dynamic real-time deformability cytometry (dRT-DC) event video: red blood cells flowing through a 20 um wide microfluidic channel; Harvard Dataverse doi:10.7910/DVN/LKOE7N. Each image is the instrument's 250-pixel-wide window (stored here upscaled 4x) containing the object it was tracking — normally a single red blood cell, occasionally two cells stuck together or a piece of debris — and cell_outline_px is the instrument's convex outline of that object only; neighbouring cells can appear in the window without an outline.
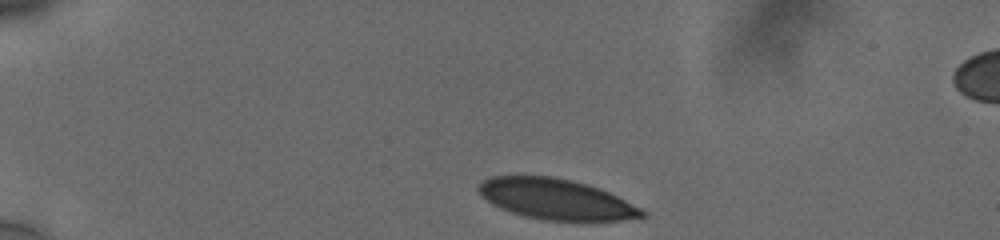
{"species": "human", "species_latin": "Homo sapiens", "temperature_condition": "cold", "stored_images_in_passage": 38, "camera_frame_rate_fps": 3000, "um_per_image_px": 0.085, "donor": {"sex": "male"}, "frame": {"image": 1, "passage_image": 1, "time_ms": 0.0, "image_size_px": [1000, 240], "cell_outline_px": [[648, 216], [620, 220], [588, 224], [584, 224], [544, 220], [524, 216], [500, 208], [492, 204], [476, 188], [484, 180], [492, 176], [552, 176], [600, 188], [648, 212]], "centroid_in_image_um": [47.33, 16.99], "position_along_channel_um": 37.7, "area_um2": 39.19}}
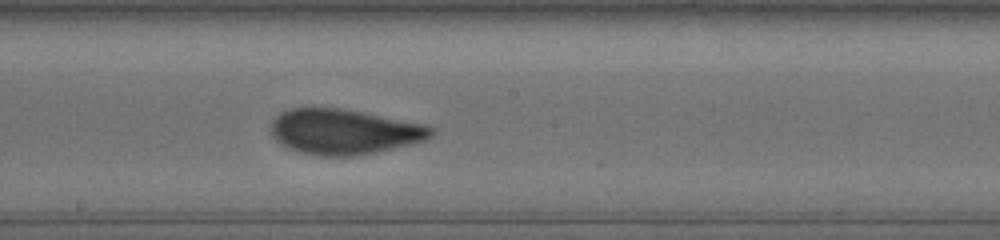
{"frame": {"image": 2, "passage_image": 21, "time_ms": 6.667, "image_size_px": [1000, 240], "cell_outline_px": [[436, 132], [432, 136], [424, 140], [412, 144], [376, 152], [356, 156], [320, 156], [300, 152], [288, 148], [280, 144], [272, 136], [272, 120], [280, 112], [292, 108], [340, 108], [364, 112], [424, 124], [436, 128]], "centroid_in_image_um": [29.26, 11.2], "position_along_channel_um": 218.9, "area_um2": 42.43}}
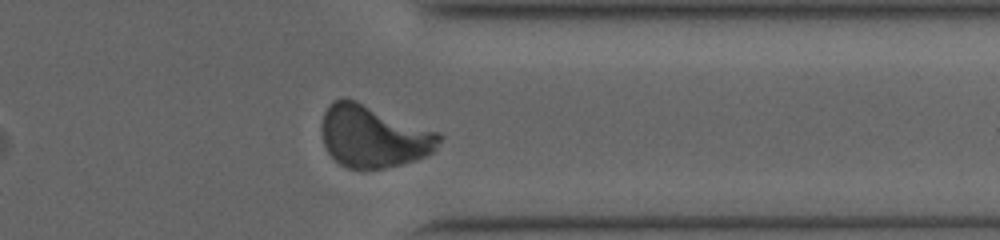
{"frame": {"image": 3, "passage_image": 34, "time_ms": 11.0, "image_size_px": [1000, 240], "cell_outline_px": [[444, 136], [436, 148], [432, 152], [416, 160], [384, 168], [348, 168], [340, 164], [328, 152], [324, 144], [320, 128], [320, 124], [324, 112], [328, 104], [332, 100], [344, 96], [356, 100], [440, 132]], "centroid_in_image_um": [31.72, 11.55], "position_along_channel_um": 379.7, "area_um2": 42.95}, "authors_computed_cell_mechanics": {"area_um2": 41.8761, "velocity_mm_per_s": 3.7402, "shape_relaxation_time_tau1_ms": 4.2717, "shape_relaxation_time_tau2_ms": null, "deformation_change_tau1": 0.1423, "deformation_change_tau2": null}}